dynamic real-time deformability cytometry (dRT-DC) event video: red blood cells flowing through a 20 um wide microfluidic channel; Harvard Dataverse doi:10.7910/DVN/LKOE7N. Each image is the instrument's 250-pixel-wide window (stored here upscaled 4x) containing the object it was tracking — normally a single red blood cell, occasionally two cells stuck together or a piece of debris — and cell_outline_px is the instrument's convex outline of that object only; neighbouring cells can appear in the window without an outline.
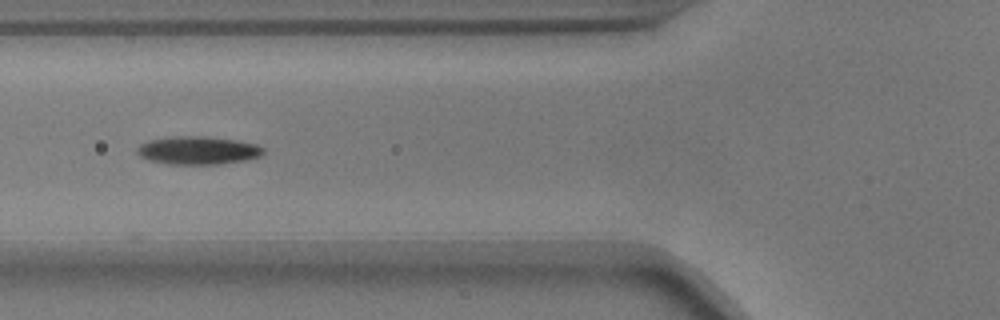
{"species": "common noctule bat (a hibernating species)", "species_latin": "Nyctalus noctula", "temperature_condition": "warm", "stored_images_in_passage": 16, "camera_frame_rate_fps": 3000, "um_per_image_px": 0.085, "animal": {"sex": "male", "body_mass_g": 17.9}, "frame": {"image": 1, "passage_image": 7, "time_ms": 2.0, "image_size_px": [1000, 320], "cell_outline_px": [[264, 152], [260, 156], [244, 160], [220, 164], [168, 164], [148, 160], [140, 156], [136, 152], [136, 148], [140, 144], [148, 140], [172, 136], [208, 136], [236, 140], [256, 144], [264, 148]], "centroid_in_image_um": [16.8, 12.77], "position_along_channel_um": 109.0, "area_um2": 20.81}}
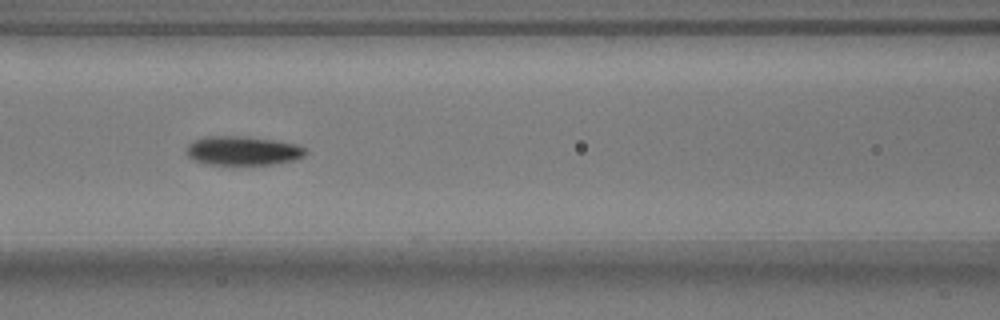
{"frame": {"image": 2, "passage_image": 10, "time_ms": 3.0, "image_size_px": [1000, 320], "cell_outline_px": [[308, 152], [304, 156], [292, 160], [268, 164], [208, 164], [192, 160], [188, 156], [188, 144], [196, 140], [208, 136], [240, 136], [272, 140], [296, 144], [304, 148]], "centroid_in_image_um": [20.63, 12.81], "position_along_channel_um": 146.0, "area_um2": 19.71}}